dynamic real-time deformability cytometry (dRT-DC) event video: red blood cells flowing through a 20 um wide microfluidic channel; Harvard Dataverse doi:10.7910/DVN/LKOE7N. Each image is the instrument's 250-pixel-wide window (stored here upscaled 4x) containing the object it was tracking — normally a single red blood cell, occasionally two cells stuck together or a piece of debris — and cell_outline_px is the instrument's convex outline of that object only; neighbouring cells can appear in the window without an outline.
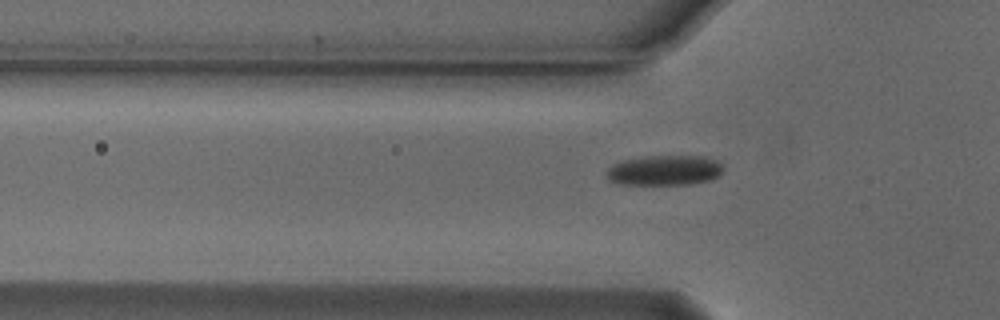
{"species": "Egyptian fruit bat (a non-hibernating species)", "species_latin": "Rousettus aegyptiacus", "temperature_condition": "cold", "stored_images_in_passage": 33, "camera_frame_rate_fps": 3000, "um_per_image_px": 0.085, "animal": {"sex": "male"}, "frame": {"image": 1, "passage_image": 6, "time_ms": 1.667, "image_size_px": [1000, 320], "cell_outline_px": [[720, 172], [712, 180], [692, 184], [620, 184], [608, 180], [608, 168], [612, 164], [624, 160], [644, 156], [704, 156], [716, 160], [720, 164]], "centroid_in_image_um": [56.46, 14.47], "position_along_channel_um": 69.3, "area_um2": 20.29}}
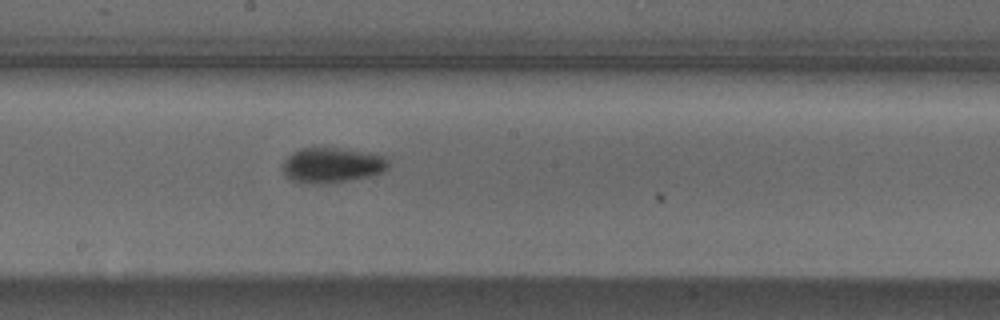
{"frame": {"image": 2, "passage_image": 18, "time_ms": 5.667, "image_size_px": [1000, 320], "cell_outline_px": [[388, 168], [384, 172], [368, 176], [344, 180], [312, 184], [300, 184], [284, 176], [280, 168], [284, 160], [292, 152], [300, 148], [336, 148], [384, 156], [388, 160]], "centroid_in_image_um": [28.12, 14.05], "position_along_channel_um": 220.1, "area_um2": 21.5}}
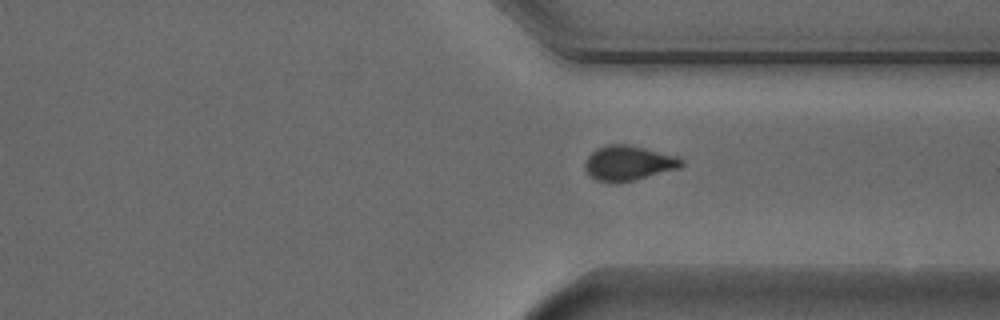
{"frame": {"image": 3, "passage_image": 29, "time_ms": 9.333, "image_size_px": [1000, 320], "cell_outline_px": [[684, 164], [680, 168], [616, 184], [596, 180], [584, 168], [584, 164], [588, 156], [596, 148], [608, 144], [628, 144], [676, 156], [684, 160]], "centroid_in_image_um": [53.4, 13.86], "position_along_channel_um": 358.0, "area_um2": 19.54}}